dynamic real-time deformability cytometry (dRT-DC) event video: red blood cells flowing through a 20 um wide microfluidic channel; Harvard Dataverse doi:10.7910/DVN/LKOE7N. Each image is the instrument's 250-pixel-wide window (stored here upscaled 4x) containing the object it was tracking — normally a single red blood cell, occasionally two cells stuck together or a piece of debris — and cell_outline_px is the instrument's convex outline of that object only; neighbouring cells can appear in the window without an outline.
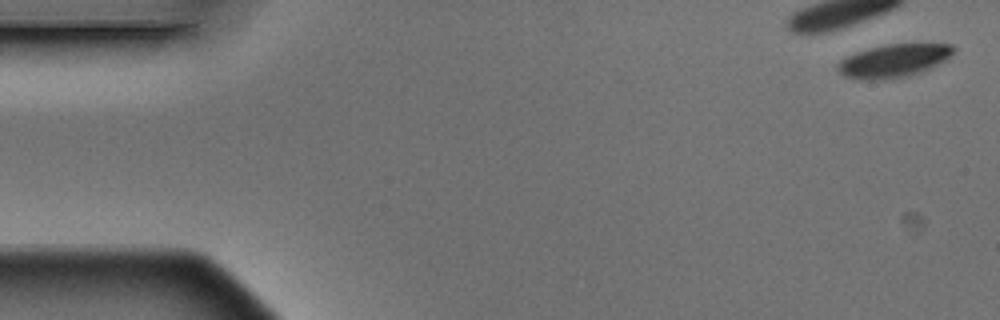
{"species": "Egyptian fruit bat (a non-hibernating species)", "species_latin": "Rousettus aegyptiacus", "temperature_condition": "warm", "stored_images_in_passage": 7, "camera_frame_rate_fps": 3000, "um_per_image_px": 0.085, "animal": {"sex": "male"}, "frame": {"image": 1, "passage_image": 1, "time_ms": 0.0, "image_size_px": [1000, 320], "cell_outline_px": [[956, 48], [944, 60], [920, 72], [908, 76], [888, 80], [860, 80], [844, 76], [836, 68], [836, 64], [840, 60], [856, 52], [888, 44], [952, 44]], "centroid_in_image_um": [75.9, 5.18], "position_along_channel_um": 9.1, "area_um2": 22.14}}
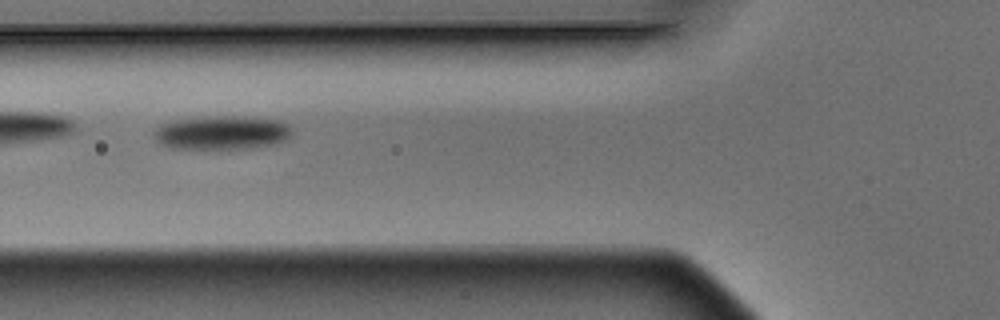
{"frame": {"image": 2, "passage_image": 6, "time_ms": 1.667, "image_size_px": [1000, 320], "cell_outline_px": [[292, 136], [288, 140], [276, 144], [248, 148], [172, 148], [160, 144], [152, 136], [152, 132], [160, 124], [176, 120], [216, 116], [244, 116], [280, 120], [288, 124], [292, 128]], "centroid_in_image_um": [18.9, 11.27], "position_along_channel_um": 106.9, "area_um2": 27.4}}